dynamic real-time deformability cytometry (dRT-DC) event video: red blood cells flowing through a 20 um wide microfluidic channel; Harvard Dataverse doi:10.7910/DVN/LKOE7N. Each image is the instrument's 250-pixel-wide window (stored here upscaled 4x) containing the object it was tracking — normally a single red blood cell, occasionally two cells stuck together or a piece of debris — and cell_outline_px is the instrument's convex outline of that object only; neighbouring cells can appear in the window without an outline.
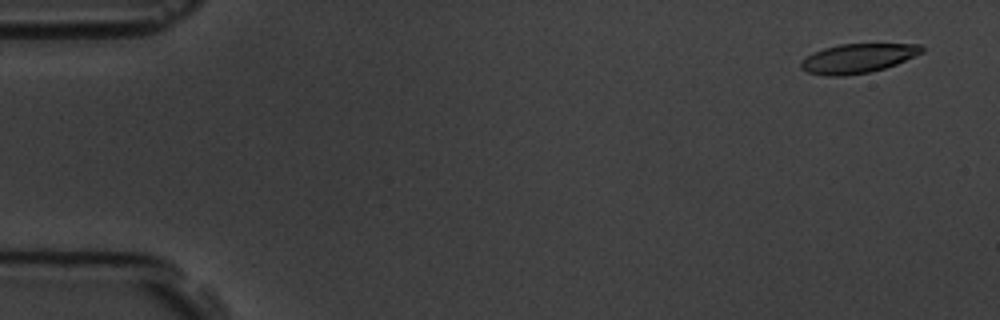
{"species": "common noctule bat (a hibernating species)", "species_latin": "Nyctalus noctula", "temperature_condition": "room temperature", "stored_images_in_passage": 58, "camera_frame_rate_fps": 3000, "um_per_image_px": 0.085, "animal": {"sex": "male", "body_mass_g": 19.5, "forearm_length_mm": 54.6}, "frame": {"image": 1, "passage_image": 3, "time_ms": 0.667, "image_size_px": [1000, 320], "cell_outline_px": [[924, 52], [896, 64], [884, 68], [868, 72], [844, 76], [828, 76], [808, 72], [800, 68], [800, 60], [812, 52], [824, 48], [840, 44], [920, 44], [924, 48]], "centroid_in_image_um": [72.88, 4.95], "position_along_channel_um": 12.1, "area_um2": 20.63}}
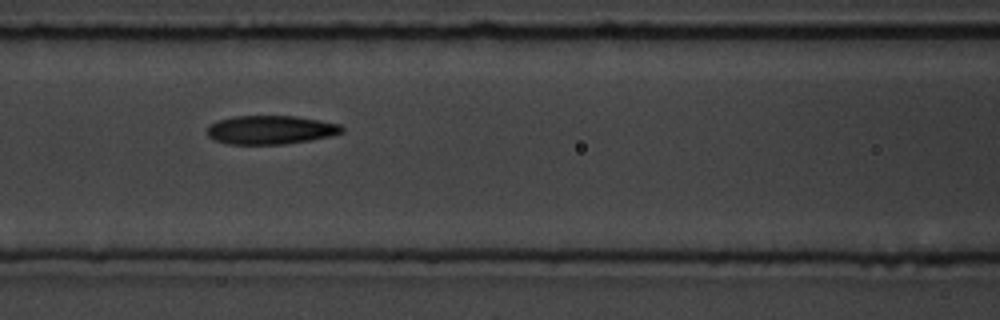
{"frame": {"image": 2, "passage_image": 25, "time_ms": 8.0, "image_size_px": [1000, 320], "cell_outline_px": [[344, 132], [332, 136], [284, 144], [228, 144], [212, 140], [208, 136], [208, 124], [220, 120], [236, 116], [296, 116], [320, 120], [340, 124], [344, 128]], "centroid_in_image_um": [23.01, 11.04], "position_along_channel_um": 143.6, "area_um2": 22.6}}
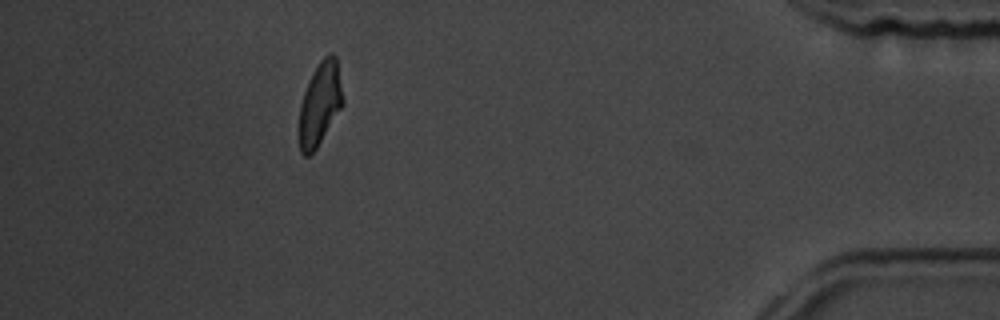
{"frame": {"image": 3, "passage_image": 52, "time_ms": 17.0, "image_size_px": [1000, 320], "cell_outline_px": [[344, 104], [316, 148], [308, 156], [304, 156], [300, 152], [300, 104], [304, 92], [312, 72], [320, 60], [324, 56], [332, 52], [336, 56], [344, 100]], "centroid_in_image_um": [27.21, 8.78], "position_along_channel_um": 408.0, "area_um2": 20.98}, "authors_computed_cell_mechanics": {"area_um2": 22.2819, "velocity_mm_per_s": 3.5421, "shape_relaxation_time_tau1_ms": 5.6001, "shape_relaxation_time_tau2_ms": 3.8545, "deformation_change_tau1": 0.1586, "deformation_change_tau2": 0.1088}}